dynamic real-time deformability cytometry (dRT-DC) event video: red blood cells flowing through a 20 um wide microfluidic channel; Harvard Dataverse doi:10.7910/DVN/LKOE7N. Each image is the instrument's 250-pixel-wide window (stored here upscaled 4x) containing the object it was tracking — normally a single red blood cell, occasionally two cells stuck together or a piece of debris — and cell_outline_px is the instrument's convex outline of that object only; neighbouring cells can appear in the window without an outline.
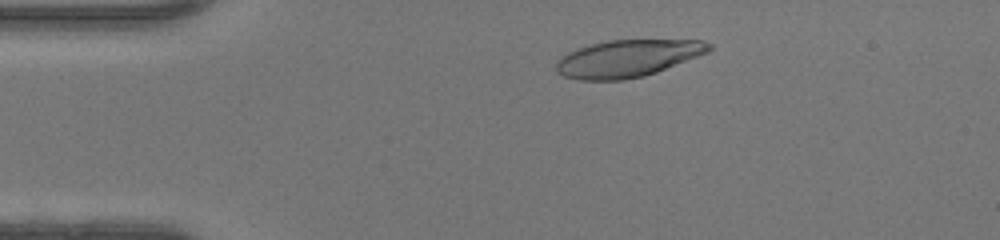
{"species": "human", "species_latin": "Homo sapiens", "temperature_condition": "warm", "stored_images_in_passage": 44, "camera_frame_rate_fps": 3000, "um_per_image_px": 0.085, "donor": {"sex": "female"}, "frame": {"image": 1, "passage_image": 6, "time_ms": 1.667, "image_size_px": [1000, 240], "cell_outline_px": [[712, 48], [708, 52], [656, 72], [644, 76], [624, 80], [576, 80], [564, 76], [556, 72], [556, 60], [560, 56], [576, 48], [588, 44], [608, 40], [704, 40], [712, 44]], "centroid_in_image_um": [53.3, 4.96], "position_along_channel_um": 31.7, "area_um2": 33.29}}
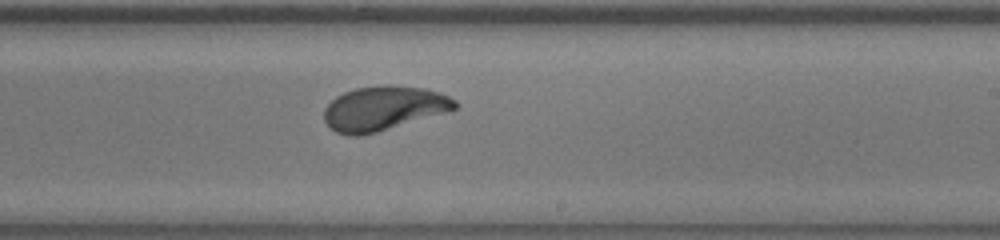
{"frame": {"image": 2, "passage_image": 25, "time_ms": 8.0, "image_size_px": [1000, 240], "cell_outline_px": [[460, 104], [456, 108], [448, 112], [376, 132], [360, 136], [348, 136], [336, 132], [324, 120], [324, 108], [336, 96], [344, 92], [356, 88], [388, 84], [424, 88], [440, 92], [456, 100]], "centroid_in_image_um": [32.63, 9.2], "position_along_channel_um": 256.4, "area_um2": 33.93}}
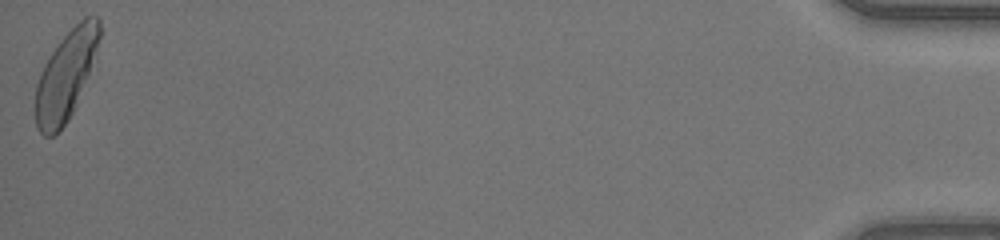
{"frame": {"image": 3, "passage_image": 44, "time_ms": 14.333, "image_size_px": [1000, 240], "cell_outline_px": [[104, 32], [72, 112], [68, 120], [52, 136], [44, 136], [36, 128], [36, 84], [40, 72], [44, 64], [60, 40], [84, 16], [100, 16]], "centroid_in_image_um": [5.62, 6.33], "position_along_channel_um": 429.6, "area_um2": 32.66}, "authors_computed_cell_mechanics": {"area_um2": 33.3506, "velocity_mm_per_s": 4.3738, "shape_relaxation_time_tau1_ms": 3.3149, "shape_relaxation_time_tau2_ms": 0.7255, "deformation_change_tau1": 0.1858, "deformation_change_tau2": 0.0587}}